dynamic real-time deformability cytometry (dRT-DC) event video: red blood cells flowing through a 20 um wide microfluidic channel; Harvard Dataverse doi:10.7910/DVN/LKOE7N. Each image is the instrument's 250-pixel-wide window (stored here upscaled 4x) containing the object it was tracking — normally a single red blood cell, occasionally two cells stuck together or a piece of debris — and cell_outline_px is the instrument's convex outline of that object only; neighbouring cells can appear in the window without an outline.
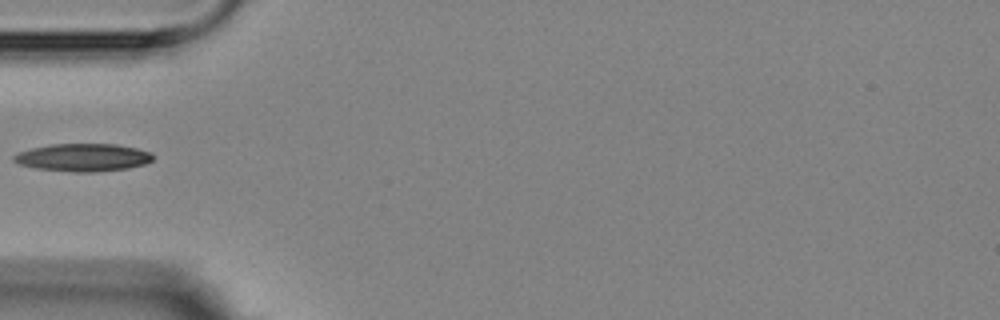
{"species": "Egyptian fruit bat (a non-hibernating species)", "species_latin": "Rousettus aegyptiacus", "temperature_condition": "room temperature", "stored_images_in_passage": 4, "camera_frame_rate_fps": 3000, "um_per_image_px": 0.085, "animal": {"sex": "female"}, "frame": {"image": 1, "passage_image": 3, "time_ms": 2.333, "image_size_px": [1000, 320], "cell_outline_px": [[152, 160], [144, 164], [128, 168], [92, 172], [72, 172], [36, 168], [20, 164], [12, 160], [12, 156], [20, 152], [32, 148], [52, 144], [116, 144], [136, 148], [148, 152], [152, 156]], "centroid_in_image_um": [7.03, 13.38], "position_along_channel_um": 78.0, "area_um2": 22.25}}
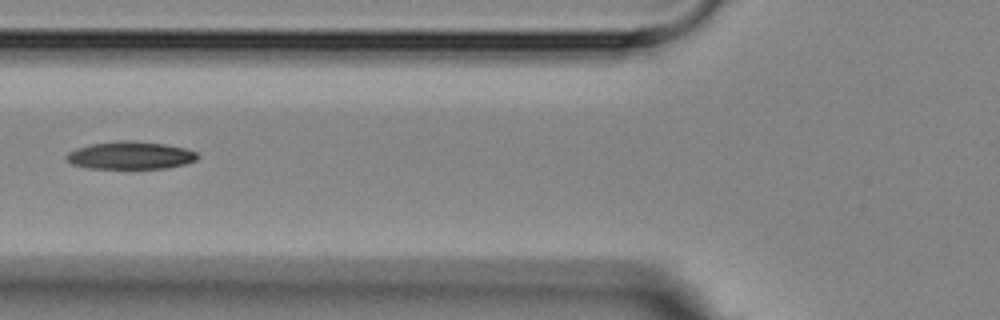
{"frame": {"image": 2, "passage_image": 4, "time_ms": 3.333, "image_size_px": [1000, 320], "cell_outline_px": [[200, 156], [196, 160], [184, 164], [168, 168], [88, 168], [72, 164], [64, 156], [68, 152], [76, 148], [92, 144], [120, 140], [128, 140], [164, 144], [184, 148], [196, 152]], "centroid_in_image_um": [11.08, 13.21], "position_along_channel_um": 114.7, "area_um2": 21.04}}